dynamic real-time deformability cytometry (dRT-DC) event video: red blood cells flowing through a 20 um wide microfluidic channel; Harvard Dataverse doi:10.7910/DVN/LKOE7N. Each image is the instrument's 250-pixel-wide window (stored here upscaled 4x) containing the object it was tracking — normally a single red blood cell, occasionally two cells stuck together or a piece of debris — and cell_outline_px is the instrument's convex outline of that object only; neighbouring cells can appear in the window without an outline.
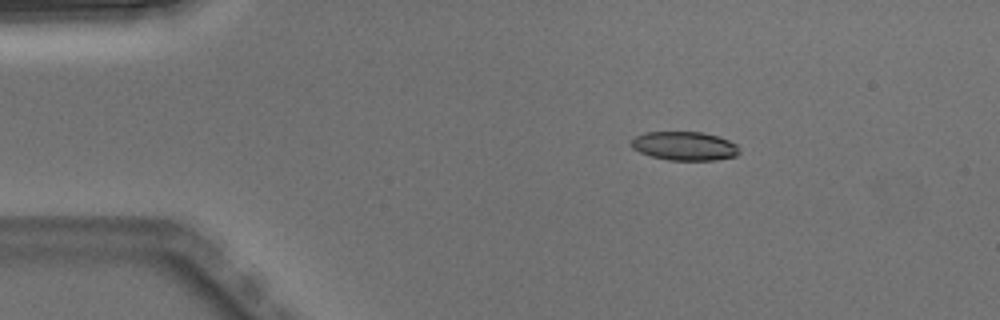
{"species": "Egyptian fruit bat (a non-hibernating species)", "species_latin": "Rousettus aegyptiacus", "temperature_condition": "warm", "stored_images_in_passage": 7, "camera_frame_rate_fps": 3000, "um_per_image_px": 0.085, "animal": {"sex": "male"}, "frame": {"image": 1, "passage_image": 2, "time_ms": 0.333, "image_size_px": [1000, 320], "cell_outline_px": [[740, 152], [736, 156], [716, 160], [668, 160], [652, 156], [640, 152], [632, 148], [628, 144], [636, 136], [644, 132], [700, 132], [716, 136], [728, 140], [736, 144], [740, 148]], "centroid_in_image_um": [58.17, 12.41], "position_along_channel_um": 26.8, "area_um2": 18.15}}
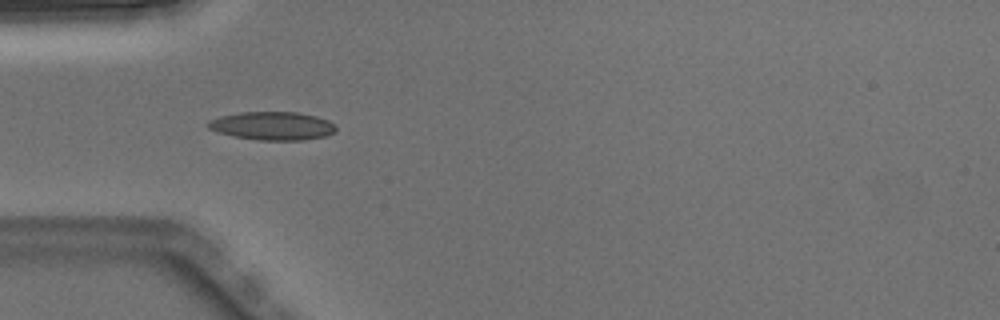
{"frame": {"image": 2, "passage_image": 4, "time_ms": 1.0, "image_size_px": [1000, 320], "cell_outline_px": [[336, 132], [324, 136], [304, 140], [260, 140], [232, 136], [208, 128], [204, 124], [208, 120], [220, 116], [240, 112], [300, 112], [316, 116], [328, 120], [336, 128]], "centroid_in_image_um": [23.13, 10.69], "position_along_channel_um": 61.9, "area_um2": 21.15}}
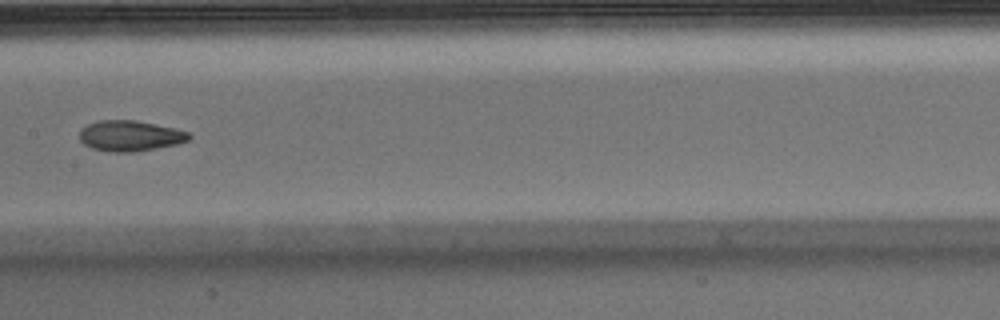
{"frame": {"image": 3, "passage_image": 7, "time_ms": 2.0, "image_size_px": [1000, 320], "cell_outline_px": [[192, 136], [188, 140], [176, 144], [136, 152], [112, 152], [92, 148], [84, 144], [80, 140], [80, 132], [88, 124], [100, 120], [136, 120], [176, 128], [188, 132]], "centroid_in_image_um": [11.08, 11.54], "position_along_channel_um": 196.3, "area_um2": 19.48}}